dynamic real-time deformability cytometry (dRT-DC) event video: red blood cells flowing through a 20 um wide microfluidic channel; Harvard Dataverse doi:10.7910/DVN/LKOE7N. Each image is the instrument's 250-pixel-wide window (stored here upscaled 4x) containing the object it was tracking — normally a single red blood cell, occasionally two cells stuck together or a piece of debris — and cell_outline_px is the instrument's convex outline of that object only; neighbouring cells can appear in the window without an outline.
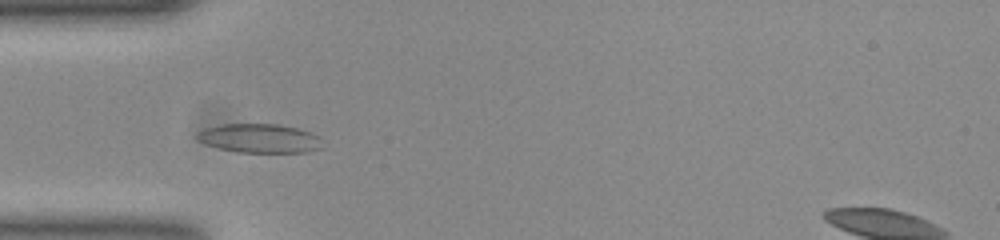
{"species": "common noctule bat (a hibernating species)", "species_latin": "Nyctalus noctula", "temperature_condition": "room temperature", "stored_images_in_passage": 50, "segment_of_instrument_passage": [1, 2], "camera_frame_rate_fps": 3000, "um_per_image_px": 0.085, "animal": {"sex": "female", "body_mass_g": 23.0, "forearm_length_mm": 53.4}, "frame": {"image": 1, "passage_image": 12, "time_ms": 3.667, "image_size_px": [1000, 240], "cell_outline_px": [[320, 148], [304, 152], [240, 152], [220, 148], [208, 144], [200, 140], [196, 136], [196, 132], [204, 128], [224, 124], [276, 124], [296, 128], [308, 132], [316, 136]], "centroid_in_image_um": [21.99, 11.75], "position_along_channel_um": 63.0, "area_um2": 20.52}}
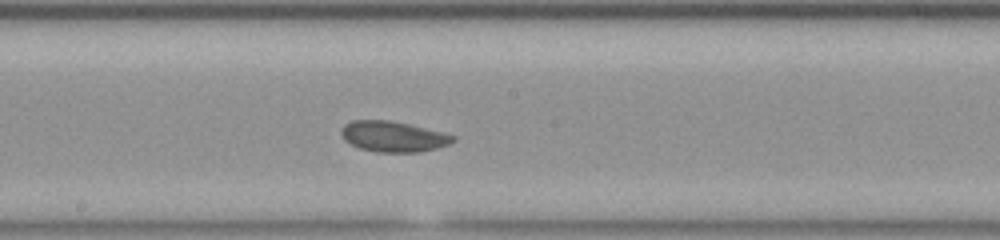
{"frame": {"image": 2, "passage_image": 24, "time_ms": 7.667, "image_size_px": [1000, 240], "cell_outline_px": [[456, 140], [448, 144], [436, 148], [420, 152], [376, 152], [360, 148], [344, 140], [340, 132], [344, 124], [352, 120], [388, 120], [408, 124], [456, 136]], "centroid_in_image_um": [33.39, 11.61], "position_along_channel_um": 214.8, "area_um2": 19.77}}
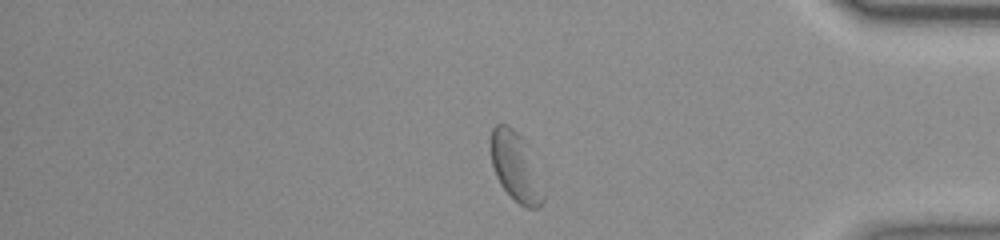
{"frame": {"image": 3, "passage_image": 40, "time_ms": 13.0, "image_size_px": [1000, 240], "cell_outline_px": [[544, 200], [536, 208], [528, 208], [520, 204], [500, 184], [496, 176], [492, 164], [492, 128], [496, 124], [508, 124], [520, 136], [544, 196]], "centroid_in_image_um": [43.76, 14.19], "position_along_channel_um": 391.4, "area_um2": 19.42}}